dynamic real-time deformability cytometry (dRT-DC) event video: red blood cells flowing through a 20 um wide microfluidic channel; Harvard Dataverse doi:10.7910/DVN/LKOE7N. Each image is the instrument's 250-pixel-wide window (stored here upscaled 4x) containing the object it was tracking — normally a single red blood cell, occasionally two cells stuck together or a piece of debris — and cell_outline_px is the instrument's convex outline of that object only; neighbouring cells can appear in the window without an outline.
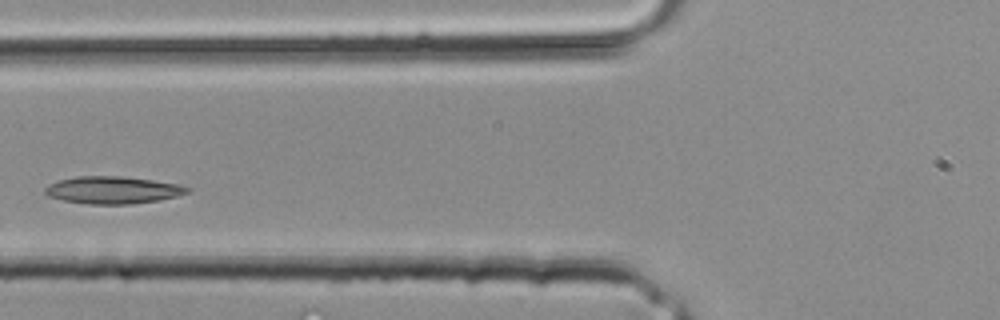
{"species": "common noctule bat (a hibernating species)", "species_latin": "Nyctalus noctula", "temperature_condition": "room temperature", "stored_images_in_passage": 27, "camera_frame_rate_fps": 3000, "um_per_image_px": 0.085, "animal": {"sex": "male", "body_mass_g": 20.4}, "frame": {"image": 1, "passage_image": 7, "time_ms": 2.0, "image_size_px": [1000, 320], "cell_outline_px": [[192, 188], [188, 192], [176, 196], [160, 200], [128, 204], [88, 204], [64, 200], [48, 196], [44, 192], [44, 188], [48, 184], [60, 180], [76, 176], [124, 176], [152, 180], [176, 184]], "centroid_in_image_um": [9.56, 16.15], "position_along_channel_um": 116.2, "area_um2": 22.54}}
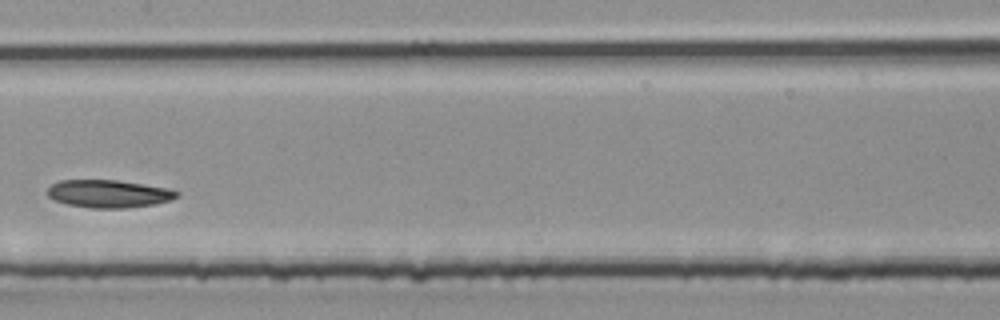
{"frame": {"image": 2, "passage_image": 11, "time_ms": 3.333, "image_size_px": [1000, 320], "cell_outline_px": [[180, 196], [172, 200], [156, 204], [128, 208], [92, 208], [68, 204], [56, 200], [48, 196], [44, 192], [52, 184], [60, 180], [116, 180], [168, 188], [180, 192]], "centroid_in_image_um": [9.27, 16.47], "position_along_channel_um": 198.1, "area_um2": 21.04}}
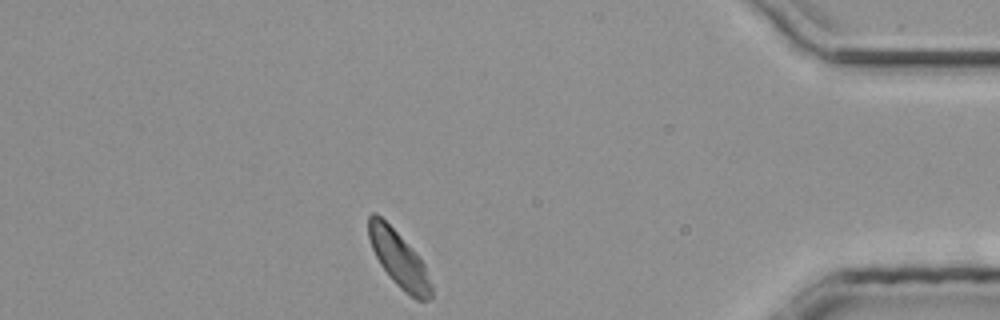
{"frame": {"image": 3, "passage_image": 23, "time_ms": 7.333, "image_size_px": [1000, 320], "cell_outline_px": [[432, 296], [428, 300], [416, 300], [404, 292], [388, 276], [380, 264], [372, 248], [368, 236], [368, 216], [372, 212], [376, 212], [416, 252], [424, 264], [432, 284]], "centroid_in_image_um": [33.9, 22.05], "position_along_channel_um": 401.3, "area_um2": 20.4}}